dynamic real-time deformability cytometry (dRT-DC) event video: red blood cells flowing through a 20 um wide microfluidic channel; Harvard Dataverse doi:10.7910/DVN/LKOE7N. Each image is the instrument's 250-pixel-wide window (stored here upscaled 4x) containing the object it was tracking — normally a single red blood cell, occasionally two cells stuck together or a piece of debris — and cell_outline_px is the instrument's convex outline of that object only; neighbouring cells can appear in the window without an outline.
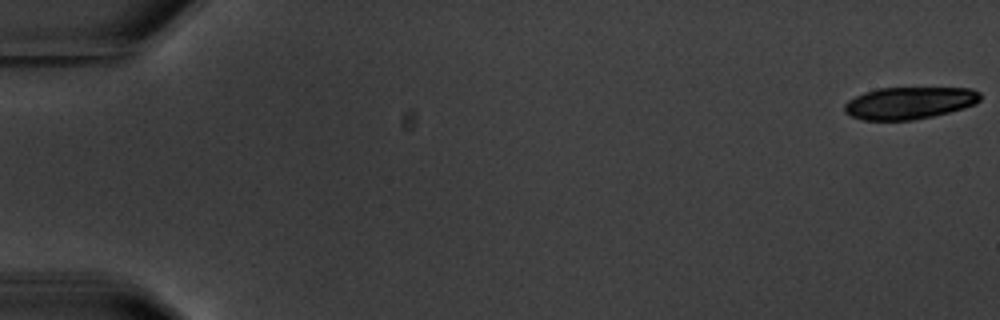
{"species": "common noctule bat (a hibernating species)", "species_latin": "Nyctalus noctula", "temperature_condition": "warm", "stored_images_in_passage": 6, "camera_frame_rate_fps": 3000, "um_per_image_px": 0.085, "animal": {"sex": "male", "body_mass_g": 20.1, "forearm_length_mm": 53.5}, "frame": {"image": 1, "passage_image": 1, "time_ms": 0.0, "image_size_px": [1000, 320], "cell_outline_px": [[980, 100], [976, 104], [964, 108], [932, 116], [912, 120], [864, 120], [852, 116], [844, 112], [844, 104], [848, 100], [864, 92], [876, 88], [972, 88], [980, 92]], "centroid_in_image_um": [77.29, 8.74], "position_along_channel_um": 7.7, "area_um2": 25.43}}